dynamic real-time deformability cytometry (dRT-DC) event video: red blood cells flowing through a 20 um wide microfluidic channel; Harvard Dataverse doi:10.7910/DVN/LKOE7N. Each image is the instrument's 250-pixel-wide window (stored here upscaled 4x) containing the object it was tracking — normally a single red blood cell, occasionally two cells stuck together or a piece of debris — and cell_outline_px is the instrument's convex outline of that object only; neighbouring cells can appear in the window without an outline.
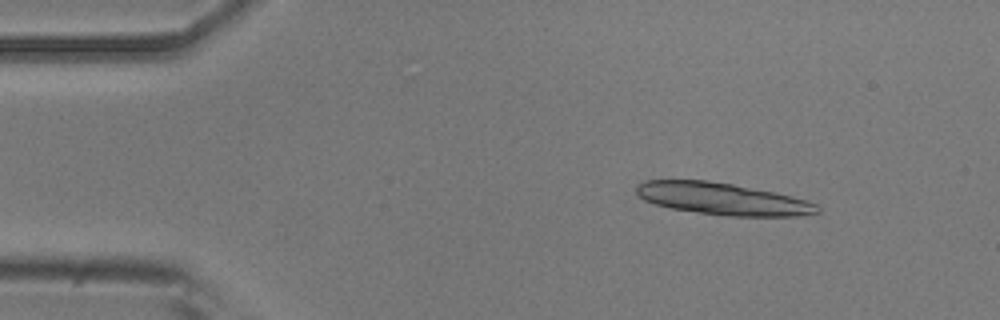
{"species": "common noctule bat (a hibernating species)", "species_latin": "Nyctalus noctula", "temperature_condition": "room temperature", "stored_images_in_passage": 47, "camera_frame_rate_fps": 3000, "um_per_image_px": 0.085, "animal": {"sex": "male", "body_mass_g": 20.5, "forearm_length_mm": 52.5}, "frame": {"image": 1, "passage_image": 3, "time_ms": 0.667, "image_size_px": [1000, 320], "cell_outline_px": [[820, 212], [800, 216], [728, 216], [672, 208], [656, 204], [644, 200], [636, 192], [636, 184], [648, 180], [704, 180], [732, 184], [792, 196], [816, 204], [820, 208]], "centroid_in_image_um": [61.41, 16.9], "position_along_channel_um": 23.6, "area_um2": 33.29}}
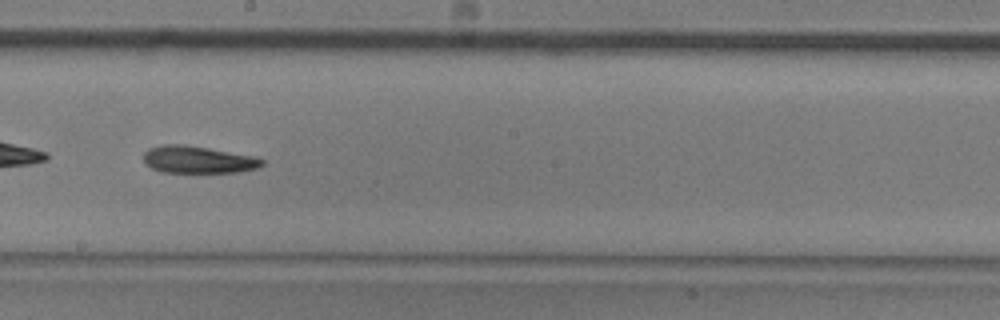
{"frame": {"image": 2, "passage_image": 25, "time_ms": 8.0, "image_size_px": [1000, 320], "cell_outline_px": [[264, 164], [256, 168], [240, 172], [164, 172], [152, 168], [144, 160], [144, 152], [148, 148], [160, 144], [184, 144], [208, 148], [252, 156], [264, 160]], "centroid_in_image_um": [16.81, 13.56], "position_along_channel_um": 231.4, "area_um2": 18.61}}
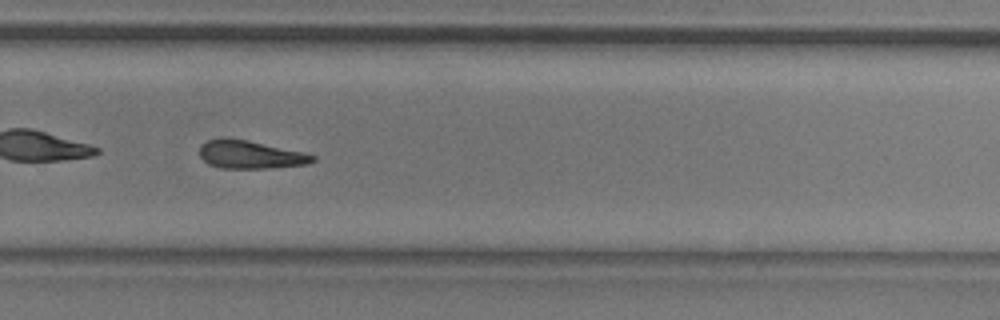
{"frame": {"image": 3, "passage_image": 31, "time_ms": 10.0, "image_size_px": [1000, 320], "cell_outline_px": [[316, 160], [308, 164], [268, 168], [220, 168], [208, 164], [200, 156], [200, 144], [208, 140], [220, 136], [248, 140], [304, 152], [316, 156]], "centroid_in_image_um": [21.25, 13.12], "position_along_channel_um": 308.5, "area_um2": 18.73}}